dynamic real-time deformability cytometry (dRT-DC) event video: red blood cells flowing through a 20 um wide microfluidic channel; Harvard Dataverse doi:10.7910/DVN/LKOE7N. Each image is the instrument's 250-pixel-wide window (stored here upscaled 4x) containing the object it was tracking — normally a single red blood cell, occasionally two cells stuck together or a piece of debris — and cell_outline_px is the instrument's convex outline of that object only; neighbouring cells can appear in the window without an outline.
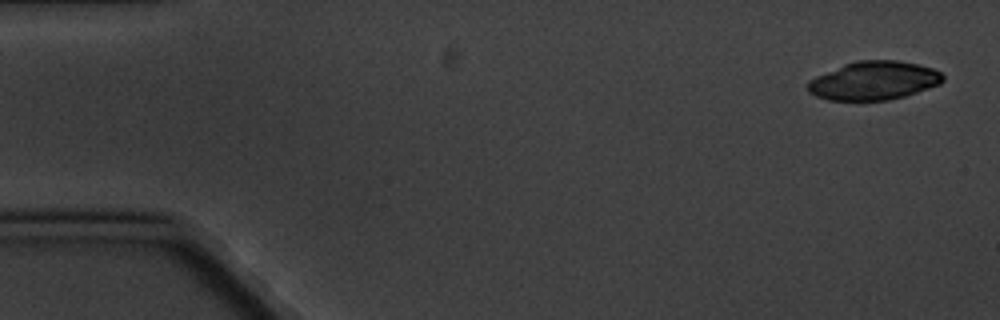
{"species": "common noctule bat (a hibernating species)", "species_latin": "Nyctalus noctula", "temperature_condition": "cold", "stored_images_in_passage": 3, "camera_frame_rate_fps": 3000, "um_per_image_px": 0.085, "animal": {"sex": "male", "body_mass_g": 20.1, "forearm_length_mm": 53.5}, "frame": {"image": 1, "passage_image": 1, "time_ms": 0.0, "image_size_px": [1000, 320], "cell_outline_px": [[944, 80], [940, 84], [904, 96], [888, 100], [828, 100], [816, 96], [808, 92], [808, 80], [816, 76], [844, 64], [860, 60], [896, 60], [916, 64], [932, 68], [940, 72], [944, 76]], "centroid_in_image_um": [74.26, 6.85], "position_along_channel_um": 10.7, "area_um2": 30.17}}